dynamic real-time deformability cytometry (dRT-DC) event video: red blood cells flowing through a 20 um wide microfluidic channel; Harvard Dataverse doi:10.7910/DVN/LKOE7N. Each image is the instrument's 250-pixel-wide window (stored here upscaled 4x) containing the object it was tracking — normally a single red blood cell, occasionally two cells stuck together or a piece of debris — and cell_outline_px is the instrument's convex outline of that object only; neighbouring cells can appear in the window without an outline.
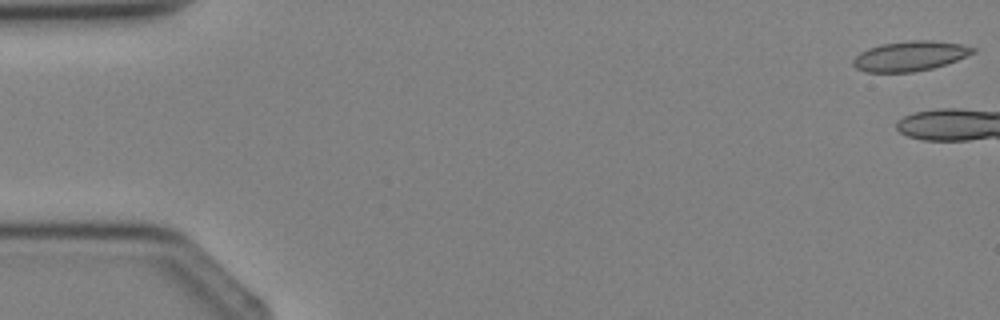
{"species": "Egyptian fruit bat (a non-hibernating species)", "species_latin": "Rousettus aegyptiacus", "temperature_condition": "cold", "stored_images_in_passage": 3, "segment_of_instrument_passage": [2, 2], "camera_frame_rate_fps": 3000, "um_per_image_px": 0.085, "animal": {"sex": "female"}, "frame": {"image": 1, "passage_image": 3, "time_ms": 3.333, "image_size_px": [1000, 320], "cell_outline_px": [[976, 52], [956, 60], [932, 68], [912, 72], [864, 72], [856, 68], [852, 64], [852, 60], [860, 52], [868, 48], [880, 44], [912, 40], [932, 40], [960, 44], [976, 48]], "centroid_in_image_um": [77.32, 4.76], "position_along_channel_um": 7.7, "area_um2": 20.81}}